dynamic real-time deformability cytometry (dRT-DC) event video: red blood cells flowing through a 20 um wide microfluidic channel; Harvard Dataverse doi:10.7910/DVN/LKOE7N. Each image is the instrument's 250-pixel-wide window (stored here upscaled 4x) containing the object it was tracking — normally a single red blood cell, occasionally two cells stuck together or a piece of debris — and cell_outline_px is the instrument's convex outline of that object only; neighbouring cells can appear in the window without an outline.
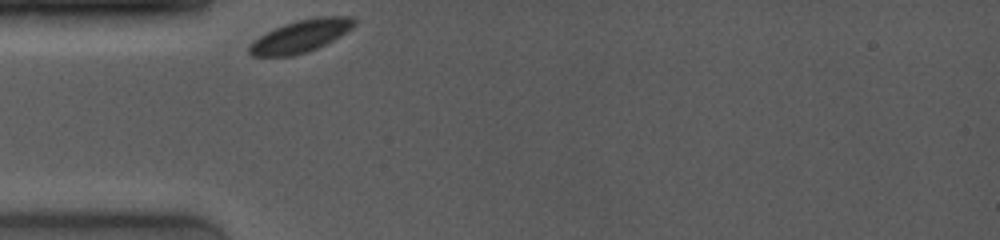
{"species": "common noctule bat (a hibernating species)", "species_latin": "Nyctalus noctula", "temperature_condition": "room temperature", "stored_images_in_passage": 1, "camera_frame_rate_fps": 4000, "um_per_image_px": 0.085, "animal": {"sex": "female", "body_mass_g": 19.0, "forearm_length_mm": 53.3}, "frame": {"image": 1, "passage_image": 1, "time_ms": 0.0, "image_size_px": [1000, 240], "cell_outline_px": [[356, 24], [352, 28], [340, 36], [316, 48], [292, 56], [252, 56], [248, 52], [248, 48], [252, 40], [284, 24], [296, 20], [320, 16], [352, 16], [356, 20]], "centroid_in_image_um": [25.56, 3.05], "position_along_channel_um": 59.4, "area_um2": 19.65}}